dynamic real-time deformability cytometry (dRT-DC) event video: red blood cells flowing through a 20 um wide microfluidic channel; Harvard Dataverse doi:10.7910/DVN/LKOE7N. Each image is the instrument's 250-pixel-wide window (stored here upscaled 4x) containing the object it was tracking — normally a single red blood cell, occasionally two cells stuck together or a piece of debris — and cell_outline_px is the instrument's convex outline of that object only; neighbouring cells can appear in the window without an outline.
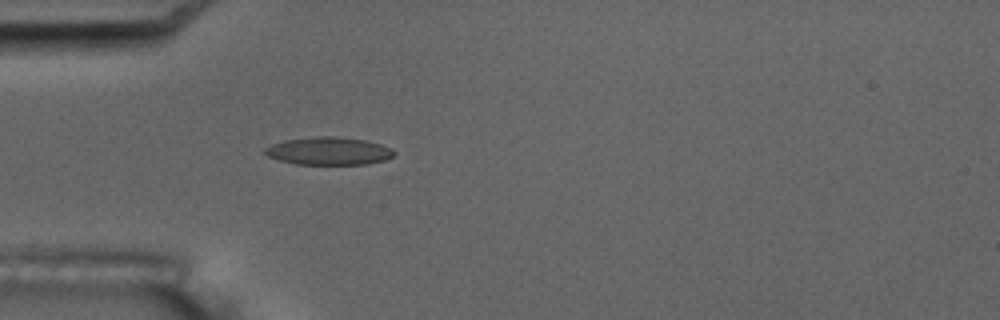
{"species": "common noctule bat (a hibernating species)", "species_latin": "Nyctalus noctula", "temperature_condition": "room temperature", "stored_images_in_passage": 4, "camera_frame_rate_fps": 3000, "um_per_image_px": 0.085, "animal": {"sex": "male", "body_mass_g": 17.5, "forearm_length_mm": 52.3}, "frame": {"image": 1, "passage_image": 4, "time_ms": 4.333, "image_size_px": [1000, 320], "cell_outline_px": [[396, 152], [392, 156], [384, 160], [364, 164], [296, 164], [280, 160], [268, 156], [264, 152], [264, 148], [272, 144], [284, 140], [316, 136], [332, 136], [364, 140], [380, 144], [392, 148]], "centroid_in_image_um": [27.93, 12.83], "position_along_channel_um": 57.1, "area_um2": 20.75}}